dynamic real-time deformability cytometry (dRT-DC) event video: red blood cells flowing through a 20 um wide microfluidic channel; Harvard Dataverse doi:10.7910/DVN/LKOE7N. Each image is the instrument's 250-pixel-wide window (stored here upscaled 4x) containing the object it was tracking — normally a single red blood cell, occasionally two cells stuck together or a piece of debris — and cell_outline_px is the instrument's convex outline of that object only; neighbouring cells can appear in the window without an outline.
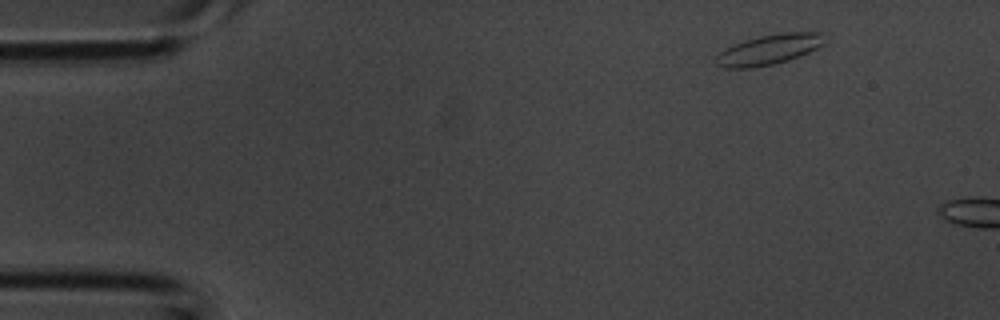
{"species": "common noctule bat (a hibernating species)", "species_latin": "Nyctalus noctula", "temperature_condition": "room temperature", "stored_images_in_passage": 2, "camera_frame_rate_fps": 3000, "um_per_image_px": 0.085, "animal": {"sex": "male", "body_mass_g": 20.1, "forearm_length_mm": 53.5}, "frame": {"image": 1, "passage_image": 1, "time_ms": 0.0, "image_size_px": [1000, 320], "cell_outline_px": [[824, 44], [800, 56], [776, 64], [752, 68], [724, 68], [716, 64], [716, 56], [720, 52], [744, 40], [760, 36], [784, 32], [820, 32]], "centroid_in_image_um": [65.35, 4.23], "position_along_channel_um": 19.7, "area_um2": 18.84}}